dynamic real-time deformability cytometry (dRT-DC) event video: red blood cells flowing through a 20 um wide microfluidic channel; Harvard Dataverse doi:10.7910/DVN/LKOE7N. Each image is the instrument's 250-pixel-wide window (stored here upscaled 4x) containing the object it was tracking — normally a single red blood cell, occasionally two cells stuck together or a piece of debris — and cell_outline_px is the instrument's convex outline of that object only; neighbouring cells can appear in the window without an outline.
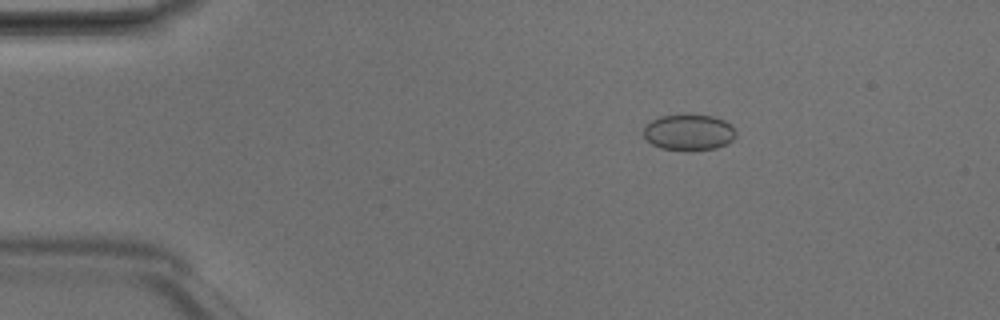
{"species": "Egyptian fruit bat (a non-hibernating species)", "species_latin": "Rousettus aegyptiacus", "temperature_condition": "room temperature", "stored_images_in_passage": 42, "camera_frame_rate_fps": 3000, "um_per_image_px": 0.085, "animal": {"sex": "male"}, "frame": {"image": 1, "passage_image": 2, "time_ms": 0.333, "image_size_px": [1000, 320], "cell_outline_px": [[736, 136], [732, 140], [716, 148], [688, 152], [684, 152], [660, 148], [652, 144], [644, 136], [644, 124], [660, 116], [712, 116], [724, 120], [736, 132]], "centroid_in_image_um": [58.52, 11.29], "position_along_channel_um": 26.5, "area_um2": 19.31}}
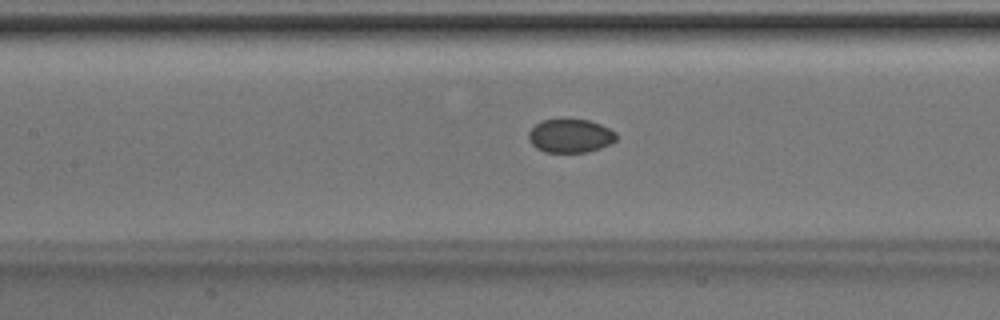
{"frame": {"image": 2, "passage_image": 16, "time_ms": 5.0, "image_size_px": [1000, 320], "cell_outline_px": [[616, 140], [600, 148], [588, 152], [544, 152], [536, 148], [528, 140], [528, 132], [536, 124], [544, 120], [560, 116], [564, 116], [588, 120], [600, 124], [616, 132]], "centroid_in_image_um": [48.44, 11.5], "position_along_channel_um": 159.0, "area_um2": 17.69}}
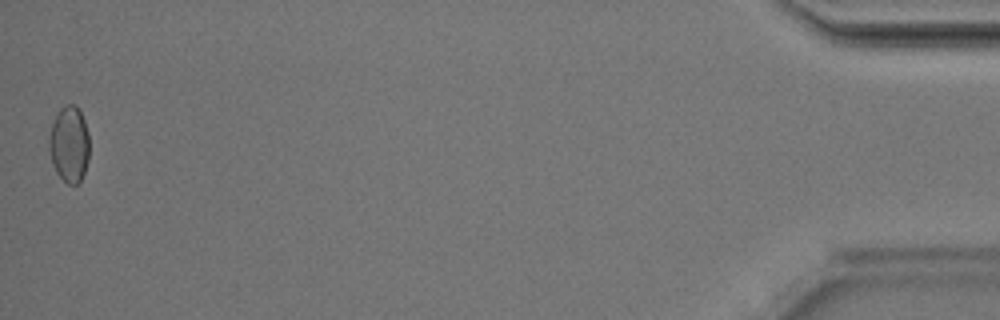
{"frame": {"image": 3, "passage_image": 42, "time_ms": 13.667, "image_size_px": [1000, 320], "cell_outline_px": [[88, 160], [84, 172], [80, 180], [76, 184], [68, 184], [56, 172], [52, 164], [48, 144], [48, 140], [52, 124], [60, 108], [68, 104], [76, 104], [80, 108], [88, 132]], "centroid_in_image_um": [5.88, 12.23], "position_along_channel_um": 429.3, "area_um2": 17.86}, "authors_computed_cell_mechanics": {"area_um2": 17.8024, "velocity_mm_per_s": 4.2041, "shape_relaxation_time_tau1_ms": null, "shape_relaxation_time_tau2_ms": 2.6889, "deformation_change_tau1": null, "deformation_change_tau2": 0.027}}